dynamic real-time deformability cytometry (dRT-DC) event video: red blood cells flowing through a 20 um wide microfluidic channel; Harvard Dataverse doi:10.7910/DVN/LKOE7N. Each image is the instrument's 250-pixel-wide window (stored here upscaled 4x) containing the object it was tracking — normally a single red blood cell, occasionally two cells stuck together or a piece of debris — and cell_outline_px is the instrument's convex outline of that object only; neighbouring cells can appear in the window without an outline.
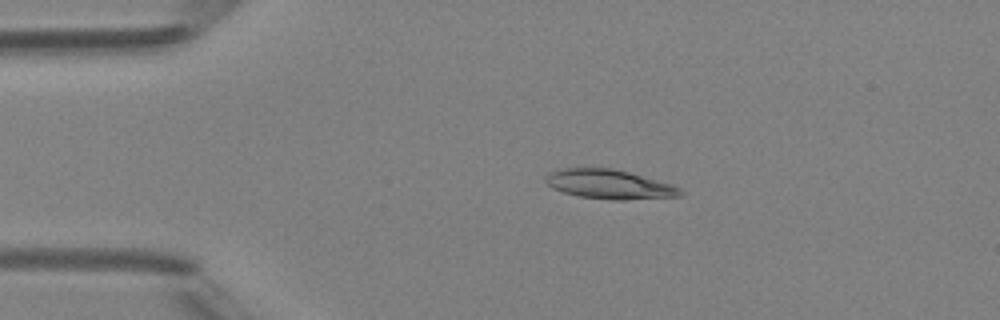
{"species": "Egyptian fruit bat (a non-hibernating species)", "species_latin": "Rousettus aegyptiacus", "temperature_condition": "room temperature", "stored_images_in_passage": 3, "camera_frame_rate_fps": 3000, "um_per_image_px": 0.085, "animal": {"sex": "female"}, "frame": {"image": 1, "passage_image": 2, "time_ms": 1.0, "image_size_px": [1000, 320], "cell_outline_px": [[684, 196], [624, 200], [608, 200], [576, 196], [552, 188], [544, 180], [544, 176], [548, 172], [560, 168], [612, 168], [628, 172], [672, 184], [680, 188], [684, 192]], "centroid_in_image_um": [51.78, 15.67], "position_along_channel_um": 33.2, "area_um2": 23.29}}